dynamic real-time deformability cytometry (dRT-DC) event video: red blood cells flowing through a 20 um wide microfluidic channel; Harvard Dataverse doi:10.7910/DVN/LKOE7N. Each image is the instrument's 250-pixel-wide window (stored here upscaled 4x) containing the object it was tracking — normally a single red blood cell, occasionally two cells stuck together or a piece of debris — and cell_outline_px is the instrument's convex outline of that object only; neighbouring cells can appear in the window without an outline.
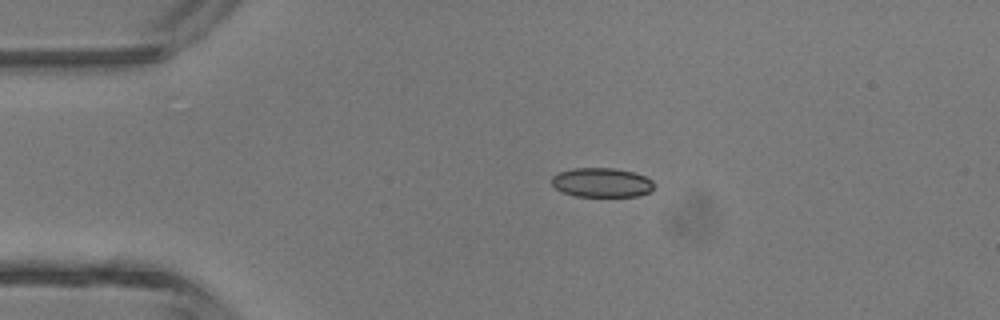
{"species": "common noctule bat (a hibernating species)", "species_latin": "Nyctalus noctula", "temperature_condition": "room temperature", "stored_images_in_passage": 3, "camera_frame_rate_fps": 3000, "um_per_image_px": 0.085, "animal": {"sex": "male", "body_mass_g": 13.3}, "frame": {"image": 1, "passage_image": 2, "time_ms": 1.0, "image_size_px": [1000, 320], "cell_outline_px": [[652, 188], [648, 192], [640, 196], [576, 196], [564, 192], [556, 188], [552, 184], [552, 176], [556, 172], [572, 168], [616, 168], [632, 172], [644, 176], [652, 180]], "centroid_in_image_um": [51.11, 15.5], "position_along_channel_um": 33.9, "area_um2": 17.4}}